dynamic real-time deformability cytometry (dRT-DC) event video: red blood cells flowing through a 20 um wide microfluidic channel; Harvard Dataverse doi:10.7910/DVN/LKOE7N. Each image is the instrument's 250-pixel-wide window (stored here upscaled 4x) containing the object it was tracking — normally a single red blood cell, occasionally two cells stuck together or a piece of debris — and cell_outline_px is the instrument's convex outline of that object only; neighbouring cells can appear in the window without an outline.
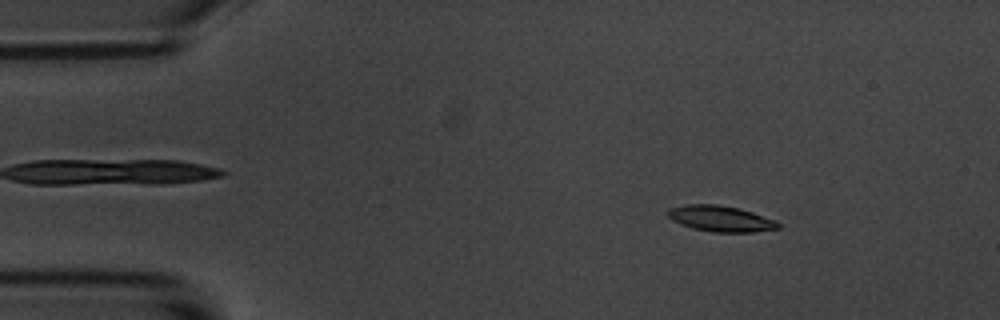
{"species": "common noctule bat (a hibernating species)", "species_latin": "Nyctalus noctula", "temperature_condition": "room temperature", "stored_images_in_passage": 57, "segment_of_instrument_passage": [1, 2], "camera_frame_rate_fps": 3000, "um_per_image_px": 0.085, "animal": {"sex": "male", "body_mass_g": 20.1, "forearm_length_mm": 53.5}, "frame": {"image": 1, "passage_image": 8, "time_ms": 2.333, "image_size_px": [1000, 320], "cell_outline_px": [[780, 228], [752, 232], [712, 232], [692, 228], [680, 224], [672, 220], [668, 216], [668, 208], [688, 204], [716, 204], [736, 208], [752, 212], [776, 220], [780, 224]], "centroid_in_image_um": [61.25, 18.59], "position_along_channel_um": 23.8, "area_um2": 16.59}}
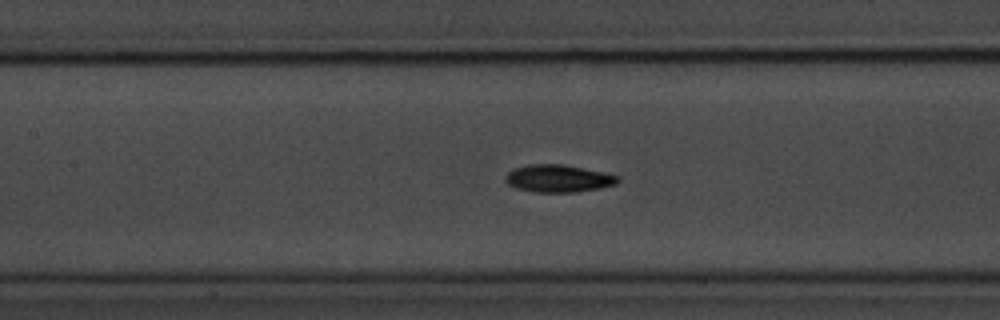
{"frame": {"image": 2, "passage_image": 25, "time_ms": 8.0, "image_size_px": [1000, 320], "cell_outline_px": [[620, 180], [616, 184], [600, 188], [576, 192], [536, 192], [516, 188], [508, 184], [504, 180], [504, 176], [512, 168], [528, 164], [564, 164], [620, 176]], "centroid_in_image_um": [47.42, 15.16], "position_along_channel_um": 160.0, "area_um2": 18.09}}
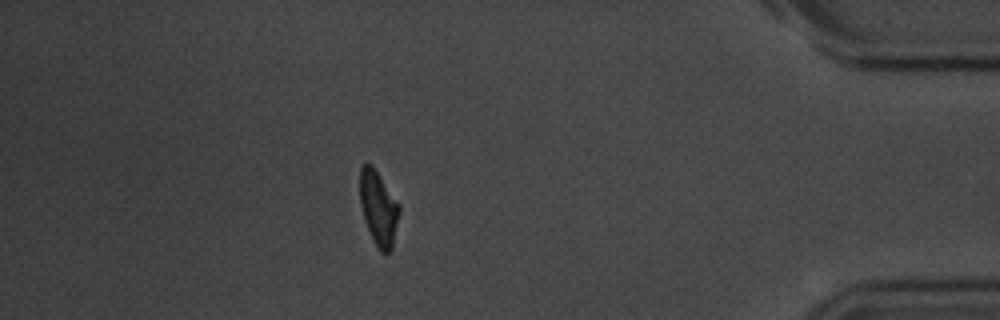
{"frame": {"image": 3, "passage_image": 49, "time_ms": 16.0, "image_size_px": [1000, 320], "cell_outline_px": [[400, 212], [392, 248], [388, 252], [380, 252], [372, 240], [364, 220], [360, 204], [360, 168], [364, 164], [372, 164], [400, 204]], "centroid_in_image_um": [32.17, 17.69], "position_along_channel_um": 403.0, "area_um2": 17.22}}